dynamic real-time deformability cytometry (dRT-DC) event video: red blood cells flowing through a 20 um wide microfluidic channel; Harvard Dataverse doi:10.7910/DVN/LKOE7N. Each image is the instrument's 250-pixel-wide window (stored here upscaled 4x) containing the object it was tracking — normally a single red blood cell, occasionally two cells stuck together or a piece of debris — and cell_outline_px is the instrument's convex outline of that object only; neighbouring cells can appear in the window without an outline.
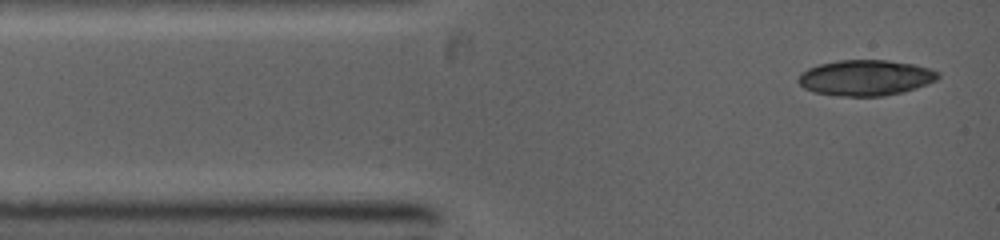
{"species": "common noctule bat (a hibernating species)", "species_latin": "Nyctalus noctula", "temperature_condition": "warm", "stored_images_in_passage": 3, "camera_frame_rate_fps": 5000, "um_per_image_px": 0.085, "animal": {"sex": "female", "body_mass_g": 19.0, "forearm_length_mm": 53.3}, "frame": {"image": 1, "passage_image": 1, "time_ms": 0.0, "image_size_px": [1000, 240], "cell_outline_px": [[940, 76], [936, 80], [928, 84], [904, 92], [880, 96], [840, 96], [816, 92], [804, 88], [796, 80], [800, 72], [808, 68], [820, 64], [840, 60], [888, 60], [916, 64], [932, 68], [940, 72]], "centroid_in_image_um": [73.61, 6.6], "position_along_channel_um": 11.4, "area_um2": 29.3}}